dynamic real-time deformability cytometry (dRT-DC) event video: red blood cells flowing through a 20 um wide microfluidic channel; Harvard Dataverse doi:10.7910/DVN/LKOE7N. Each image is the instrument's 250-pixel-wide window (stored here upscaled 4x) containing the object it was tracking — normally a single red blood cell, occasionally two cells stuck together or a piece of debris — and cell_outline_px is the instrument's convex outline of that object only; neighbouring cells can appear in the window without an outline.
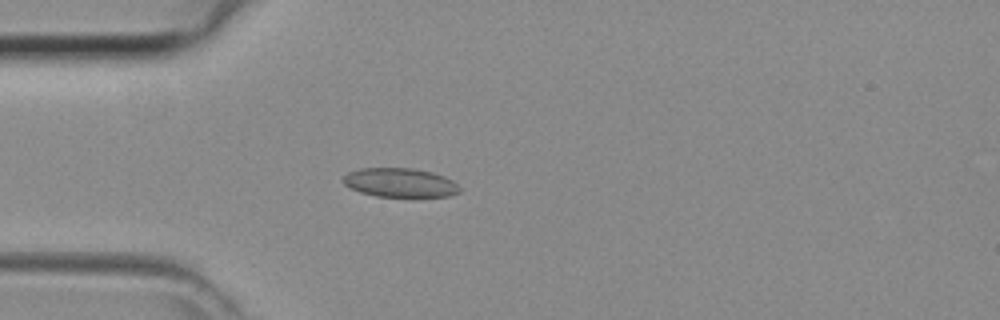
{"species": "common noctule bat (a hibernating species)", "species_latin": "Nyctalus noctula", "temperature_condition": "room temperature", "stored_images_in_passage": 43, "camera_frame_rate_fps": 3000, "um_per_image_px": 0.085, "animal": {"sex": "female", "body_mass_g": 29.2, "forearm_length_mm": 56.3}, "frame": {"image": 1, "passage_image": 12, "time_ms": 3.667, "image_size_px": [1000, 320], "cell_outline_px": [[460, 192], [448, 196], [376, 196], [360, 192], [348, 188], [340, 180], [348, 172], [360, 168], [412, 168], [432, 172], [444, 176], [452, 180], [460, 188]], "centroid_in_image_um": [33.95, 15.51], "position_along_channel_um": 51.0, "area_um2": 19.71}}
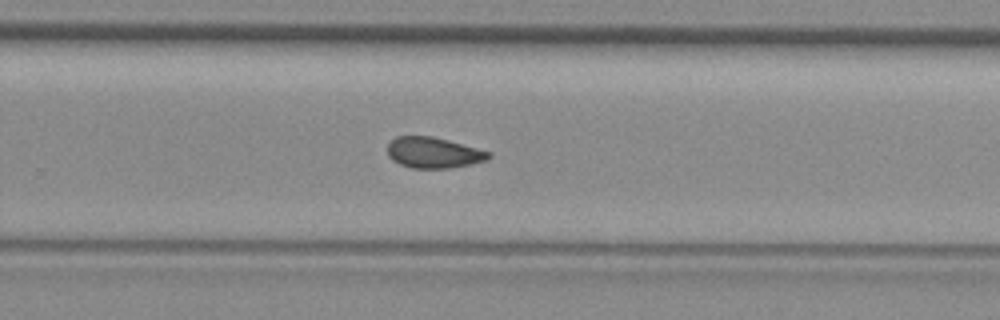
{"frame": {"image": 2, "passage_image": 28, "time_ms": 9.0, "image_size_px": [1000, 320], "cell_outline_px": [[492, 156], [488, 160], [452, 168], [412, 168], [400, 164], [392, 160], [388, 156], [388, 144], [396, 136], [432, 136], [448, 140], [492, 152]], "centroid_in_image_um": [36.87, 12.98], "position_along_channel_um": 292.9, "area_um2": 18.26}}
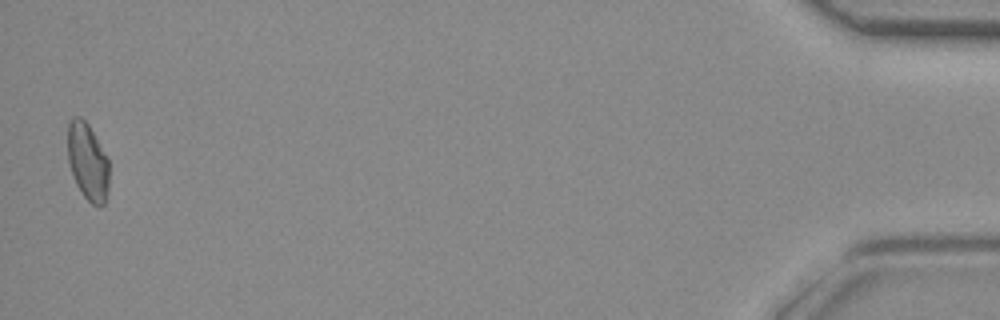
{"frame": {"image": 3, "passage_image": 43, "time_ms": 14.0, "image_size_px": [1000, 320], "cell_outline_px": [[108, 192], [104, 204], [92, 204], [84, 196], [76, 184], [72, 176], [68, 160], [68, 120], [72, 116], [80, 116], [88, 124], [108, 160]], "centroid_in_image_um": [7.43, 13.72], "position_along_channel_um": 427.8, "area_um2": 18.44}}